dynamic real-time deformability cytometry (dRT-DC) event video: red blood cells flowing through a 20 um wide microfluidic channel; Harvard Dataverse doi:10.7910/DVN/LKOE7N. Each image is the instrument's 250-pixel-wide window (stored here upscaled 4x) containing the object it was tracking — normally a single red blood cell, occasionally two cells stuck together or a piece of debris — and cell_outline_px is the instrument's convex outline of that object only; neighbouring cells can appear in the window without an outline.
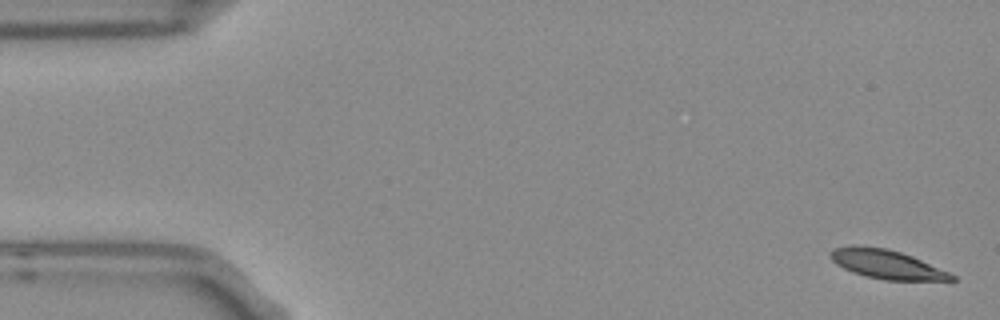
{"species": "Egyptian fruit bat (a non-hibernating species)", "species_latin": "Rousettus aegyptiacus", "temperature_condition": "room temperature", "stored_images_in_passage": 5, "camera_frame_rate_fps": 3000, "um_per_image_px": 0.085, "frame": {"image": 1, "passage_image": 1, "time_ms": 0.0, "image_size_px": [1000, 320], "cell_outline_px": [[956, 280], [884, 280], [864, 276], [852, 272], [836, 264], [828, 256], [828, 252], [836, 248], [852, 244], [856, 244], [888, 248], [912, 256], [948, 272], [956, 276]], "centroid_in_image_um": [75.3, 22.44], "position_along_channel_um": 9.7, "area_um2": 20.58}}
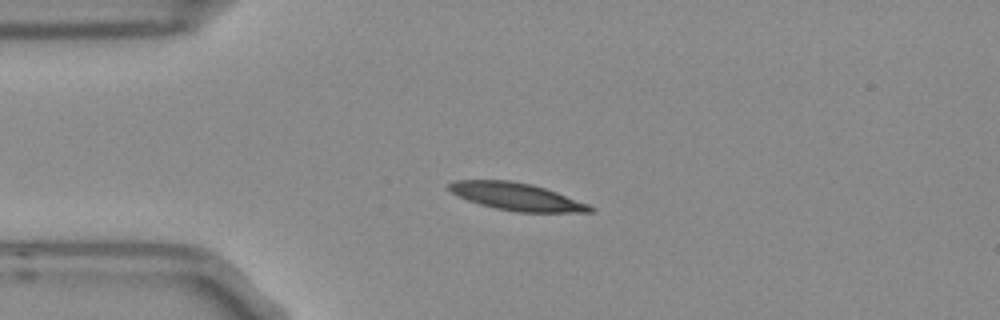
{"frame": {"image": 2, "passage_image": 4, "time_ms": 1.0, "image_size_px": [1000, 320], "cell_outline_px": [[596, 208], [592, 212], [516, 212], [496, 208], [480, 204], [468, 200], [452, 192], [448, 188], [448, 184], [456, 180], [508, 180], [532, 184], [556, 192], [588, 204]], "centroid_in_image_um": [43.92, 16.71], "position_along_channel_um": 41.1, "area_um2": 22.31}}